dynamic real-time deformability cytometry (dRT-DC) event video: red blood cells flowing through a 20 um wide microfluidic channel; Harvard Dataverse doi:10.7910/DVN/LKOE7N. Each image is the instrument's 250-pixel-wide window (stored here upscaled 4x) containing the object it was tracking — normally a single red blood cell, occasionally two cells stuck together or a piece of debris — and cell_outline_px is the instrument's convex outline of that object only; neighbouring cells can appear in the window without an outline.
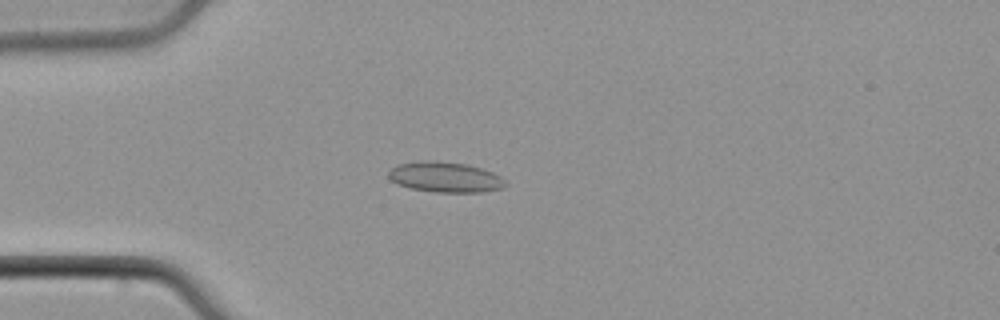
{"species": "common noctule bat (a hibernating species)", "species_latin": "Nyctalus noctula", "temperature_condition": "cold", "stored_images_in_passage": 42, "camera_frame_rate_fps": 3000, "um_per_image_px": 0.085, "animal": {"sex": "male", "body_mass_g": 21.5, "forearm_length_mm": 52.0}, "frame": {"image": 1, "passage_image": 6, "time_ms": 1.667, "image_size_px": [1000, 320], "cell_outline_px": [[508, 184], [504, 188], [480, 192], [436, 192], [412, 188], [396, 184], [388, 176], [388, 172], [396, 164], [420, 160], [436, 160], [468, 164], [492, 172], [500, 176]], "centroid_in_image_um": [37.83, 15.04], "position_along_channel_um": 47.2, "area_um2": 20.87}}
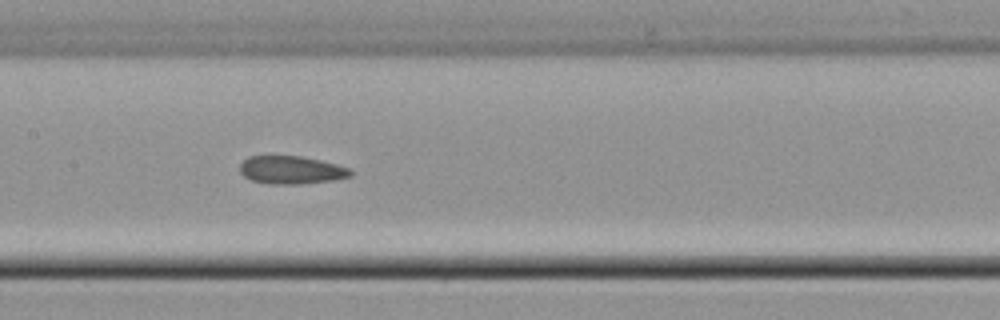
{"frame": {"image": 2, "passage_image": 17, "time_ms": 5.333, "image_size_px": [1000, 320], "cell_outline_px": [[352, 176], [332, 180], [300, 184], [268, 184], [252, 180], [244, 176], [240, 172], [240, 164], [248, 156], [300, 156], [320, 160], [352, 168]], "centroid_in_image_um": [24.77, 14.45], "position_along_channel_um": 182.6, "area_um2": 18.09}}
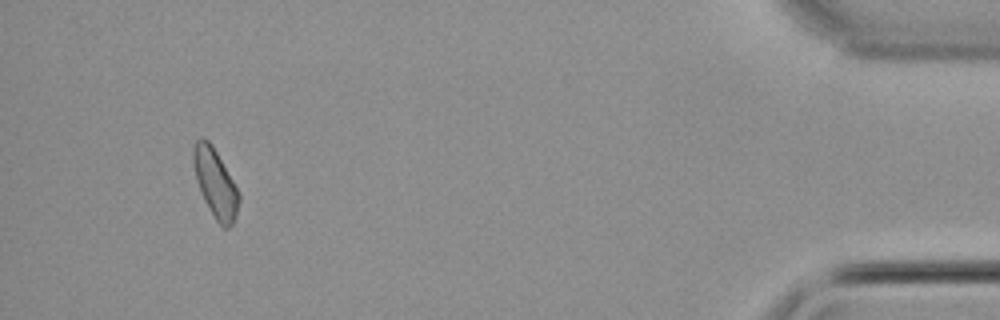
{"frame": {"image": 3, "passage_image": 39, "time_ms": 12.667, "image_size_px": [1000, 320], "cell_outline_px": [[240, 200], [232, 224], [228, 228], [224, 228], [216, 220], [204, 200], [200, 192], [196, 180], [192, 160], [192, 148], [196, 140], [200, 136], [204, 136], [212, 144], [240, 192]], "centroid_in_image_um": [18.28, 15.51], "position_along_channel_um": 416.9, "area_um2": 18.32}}